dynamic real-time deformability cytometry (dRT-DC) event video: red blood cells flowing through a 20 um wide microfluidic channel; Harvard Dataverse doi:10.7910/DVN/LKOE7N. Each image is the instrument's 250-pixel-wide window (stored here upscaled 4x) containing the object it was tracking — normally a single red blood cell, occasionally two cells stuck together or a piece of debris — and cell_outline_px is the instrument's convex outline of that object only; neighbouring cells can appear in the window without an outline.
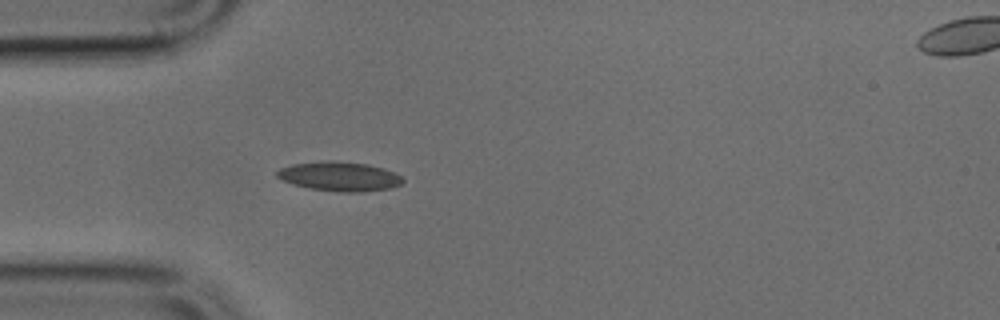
{"species": "common noctule bat (a hibernating species)", "species_latin": "Nyctalus noctula", "temperature_condition": "cold", "stored_images_in_passage": 36, "camera_frame_rate_fps": 3000, "um_per_image_px": 0.085, "animal": {"sex": "male", "body_mass_g": 17.9, "forearm_length_mm": 54.2}, "frame": {"image": 1, "passage_image": 1, "time_ms": 0.0, "image_size_px": [1000, 320], "cell_outline_px": [[404, 180], [400, 184], [388, 188], [360, 192], [344, 192], [312, 188], [292, 184], [276, 176], [276, 172], [280, 168], [292, 164], [332, 160], [368, 164], [384, 168], [400, 176]], "centroid_in_image_um": [28.84, 14.98], "position_along_channel_um": 56.2, "area_um2": 21.15}}
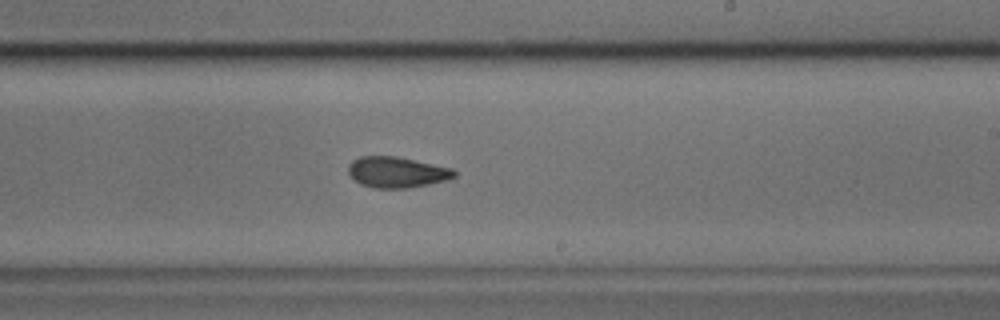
{"frame": {"image": 2, "passage_image": 16, "time_ms": 5.0, "image_size_px": [1000, 320], "cell_outline_px": [[456, 176], [448, 180], [408, 188], [372, 188], [360, 184], [348, 172], [348, 164], [352, 160], [360, 156], [396, 156], [452, 168], [456, 172]], "centroid_in_image_um": [33.72, 14.64], "position_along_channel_um": 255.3, "area_um2": 19.07}}
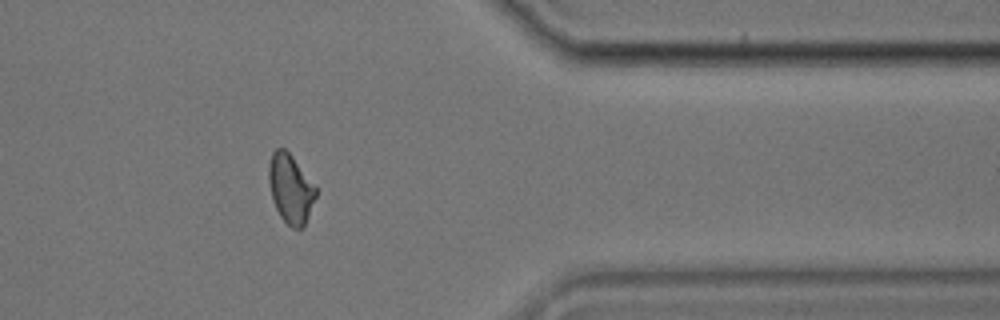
{"frame": {"image": 3, "passage_image": 27, "time_ms": 8.667, "image_size_px": [1000, 320], "cell_outline_px": [[316, 196], [308, 216], [304, 224], [300, 228], [292, 228], [280, 216], [272, 200], [268, 180], [268, 164], [272, 152], [276, 148], [284, 148], [292, 156], [316, 188]], "centroid_in_image_um": [24.66, 16.02], "position_along_channel_um": 386.7, "area_um2": 18.67}}